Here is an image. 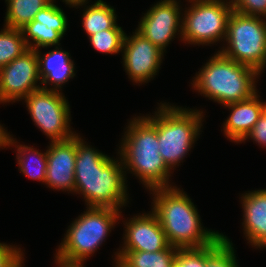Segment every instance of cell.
<instances>
[{
  "mask_svg": "<svg viewBox=\"0 0 266 267\" xmlns=\"http://www.w3.org/2000/svg\"><path fill=\"white\" fill-rule=\"evenodd\" d=\"M74 176V194L82 195L87 207L121 210L129 202L121 157L111 158L92 148L78 133Z\"/></svg>",
  "mask_w": 266,
  "mask_h": 267,
  "instance_id": "6da1fadb",
  "label": "cell"
},
{
  "mask_svg": "<svg viewBox=\"0 0 266 267\" xmlns=\"http://www.w3.org/2000/svg\"><path fill=\"white\" fill-rule=\"evenodd\" d=\"M121 53L125 73L138 85L154 79L164 59V52L137 30L131 36L125 34Z\"/></svg>",
  "mask_w": 266,
  "mask_h": 267,
  "instance_id": "7c38bea8",
  "label": "cell"
},
{
  "mask_svg": "<svg viewBox=\"0 0 266 267\" xmlns=\"http://www.w3.org/2000/svg\"><path fill=\"white\" fill-rule=\"evenodd\" d=\"M76 135L66 141L51 142L47 149V187L74 193Z\"/></svg>",
  "mask_w": 266,
  "mask_h": 267,
  "instance_id": "9a60e30c",
  "label": "cell"
},
{
  "mask_svg": "<svg viewBox=\"0 0 266 267\" xmlns=\"http://www.w3.org/2000/svg\"><path fill=\"white\" fill-rule=\"evenodd\" d=\"M119 146L123 167L140 180L145 189L172 187L173 173L159 153L156 126L146 116L130 119Z\"/></svg>",
  "mask_w": 266,
  "mask_h": 267,
  "instance_id": "3957f363",
  "label": "cell"
},
{
  "mask_svg": "<svg viewBox=\"0 0 266 267\" xmlns=\"http://www.w3.org/2000/svg\"><path fill=\"white\" fill-rule=\"evenodd\" d=\"M68 226L66 234L56 249L55 257L65 262L85 263L105 242L111 230L122 217L121 210L86 207Z\"/></svg>",
  "mask_w": 266,
  "mask_h": 267,
  "instance_id": "8992f818",
  "label": "cell"
},
{
  "mask_svg": "<svg viewBox=\"0 0 266 267\" xmlns=\"http://www.w3.org/2000/svg\"><path fill=\"white\" fill-rule=\"evenodd\" d=\"M7 130L0 124V148L5 149V138Z\"/></svg>",
  "mask_w": 266,
  "mask_h": 267,
  "instance_id": "4dcf8cb0",
  "label": "cell"
},
{
  "mask_svg": "<svg viewBox=\"0 0 266 267\" xmlns=\"http://www.w3.org/2000/svg\"><path fill=\"white\" fill-rule=\"evenodd\" d=\"M55 1L41 9L33 21L21 28L28 48L41 50V48L60 46V40L68 28V18Z\"/></svg>",
  "mask_w": 266,
  "mask_h": 267,
  "instance_id": "4fadbf2b",
  "label": "cell"
},
{
  "mask_svg": "<svg viewBox=\"0 0 266 267\" xmlns=\"http://www.w3.org/2000/svg\"><path fill=\"white\" fill-rule=\"evenodd\" d=\"M16 138L6 134L5 148L15 146L17 151L16 160L19 165L18 170L26 177L45 183L47 172V150L44 153L39 152L34 147L19 144Z\"/></svg>",
  "mask_w": 266,
  "mask_h": 267,
  "instance_id": "d6986e66",
  "label": "cell"
},
{
  "mask_svg": "<svg viewBox=\"0 0 266 267\" xmlns=\"http://www.w3.org/2000/svg\"><path fill=\"white\" fill-rule=\"evenodd\" d=\"M224 108L231 110L222 126L224 135L231 142L242 143L266 108V102H261L257 92L245 101L230 103Z\"/></svg>",
  "mask_w": 266,
  "mask_h": 267,
  "instance_id": "e0dca14e",
  "label": "cell"
},
{
  "mask_svg": "<svg viewBox=\"0 0 266 267\" xmlns=\"http://www.w3.org/2000/svg\"><path fill=\"white\" fill-rule=\"evenodd\" d=\"M63 2H65L66 5L69 4H75V3H79V2H83V1H88V0H62Z\"/></svg>",
  "mask_w": 266,
  "mask_h": 267,
  "instance_id": "1f68e13d",
  "label": "cell"
},
{
  "mask_svg": "<svg viewBox=\"0 0 266 267\" xmlns=\"http://www.w3.org/2000/svg\"><path fill=\"white\" fill-rule=\"evenodd\" d=\"M154 115L145 116L156 126L159 153L166 165L174 170L183 162L201 134L203 111L158 103Z\"/></svg>",
  "mask_w": 266,
  "mask_h": 267,
  "instance_id": "5b68a950",
  "label": "cell"
},
{
  "mask_svg": "<svg viewBox=\"0 0 266 267\" xmlns=\"http://www.w3.org/2000/svg\"><path fill=\"white\" fill-rule=\"evenodd\" d=\"M40 83L36 51L29 48L0 69V104L22 101L33 91L40 89Z\"/></svg>",
  "mask_w": 266,
  "mask_h": 267,
  "instance_id": "30bf717a",
  "label": "cell"
},
{
  "mask_svg": "<svg viewBox=\"0 0 266 267\" xmlns=\"http://www.w3.org/2000/svg\"><path fill=\"white\" fill-rule=\"evenodd\" d=\"M125 32L118 24L108 30H102L90 35L88 39L92 47L100 53L118 54L122 52Z\"/></svg>",
  "mask_w": 266,
  "mask_h": 267,
  "instance_id": "cb8c5ba5",
  "label": "cell"
},
{
  "mask_svg": "<svg viewBox=\"0 0 266 267\" xmlns=\"http://www.w3.org/2000/svg\"><path fill=\"white\" fill-rule=\"evenodd\" d=\"M23 100L34 124L51 142L66 141L77 134L70 127V105L62 92L40 88Z\"/></svg>",
  "mask_w": 266,
  "mask_h": 267,
  "instance_id": "9c48e42d",
  "label": "cell"
},
{
  "mask_svg": "<svg viewBox=\"0 0 266 267\" xmlns=\"http://www.w3.org/2000/svg\"><path fill=\"white\" fill-rule=\"evenodd\" d=\"M24 255L17 245L0 242V267H24Z\"/></svg>",
  "mask_w": 266,
  "mask_h": 267,
  "instance_id": "4316f807",
  "label": "cell"
},
{
  "mask_svg": "<svg viewBox=\"0 0 266 267\" xmlns=\"http://www.w3.org/2000/svg\"><path fill=\"white\" fill-rule=\"evenodd\" d=\"M187 2L191 5L184 8L186 10L182 15L181 41L198 46H209L218 41H225L228 19L233 11L231 0H188Z\"/></svg>",
  "mask_w": 266,
  "mask_h": 267,
  "instance_id": "ba28073f",
  "label": "cell"
},
{
  "mask_svg": "<svg viewBox=\"0 0 266 267\" xmlns=\"http://www.w3.org/2000/svg\"><path fill=\"white\" fill-rule=\"evenodd\" d=\"M151 210L158 216L170 245L178 248H202L214 243L222 233L205 229L196 205L177 186L150 190Z\"/></svg>",
  "mask_w": 266,
  "mask_h": 267,
  "instance_id": "7a4b0ae2",
  "label": "cell"
},
{
  "mask_svg": "<svg viewBox=\"0 0 266 267\" xmlns=\"http://www.w3.org/2000/svg\"><path fill=\"white\" fill-rule=\"evenodd\" d=\"M225 241L223 234L202 248H179L175 267H205L208 257Z\"/></svg>",
  "mask_w": 266,
  "mask_h": 267,
  "instance_id": "d4e9b609",
  "label": "cell"
},
{
  "mask_svg": "<svg viewBox=\"0 0 266 267\" xmlns=\"http://www.w3.org/2000/svg\"><path fill=\"white\" fill-rule=\"evenodd\" d=\"M193 78L192 88L200 95L225 106L256 94L260 74L217 51Z\"/></svg>",
  "mask_w": 266,
  "mask_h": 267,
  "instance_id": "277c9868",
  "label": "cell"
},
{
  "mask_svg": "<svg viewBox=\"0 0 266 267\" xmlns=\"http://www.w3.org/2000/svg\"><path fill=\"white\" fill-rule=\"evenodd\" d=\"M233 10L266 19V0H231Z\"/></svg>",
  "mask_w": 266,
  "mask_h": 267,
  "instance_id": "83f0119b",
  "label": "cell"
},
{
  "mask_svg": "<svg viewBox=\"0 0 266 267\" xmlns=\"http://www.w3.org/2000/svg\"><path fill=\"white\" fill-rule=\"evenodd\" d=\"M59 47L55 46V49H51L46 54H42L40 49L35 51L38 58L40 84H43L41 88L62 92V86L74 78L76 73L74 61L69 52ZM48 85L51 88L47 87Z\"/></svg>",
  "mask_w": 266,
  "mask_h": 267,
  "instance_id": "ac0fdd59",
  "label": "cell"
},
{
  "mask_svg": "<svg viewBox=\"0 0 266 267\" xmlns=\"http://www.w3.org/2000/svg\"><path fill=\"white\" fill-rule=\"evenodd\" d=\"M247 139H252L253 142L256 144L258 143L259 146L266 147V108L261 113L251 132L242 142H245Z\"/></svg>",
  "mask_w": 266,
  "mask_h": 267,
  "instance_id": "f1b7e54d",
  "label": "cell"
},
{
  "mask_svg": "<svg viewBox=\"0 0 266 267\" xmlns=\"http://www.w3.org/2000/svg\"><path fill=\"white\" fill-rule=\"evenodd\" d=\"M57 267H85L83 266L84 263H73V262H65L63 260L58 259L57 257L54 258Z\"/></svg>",
  "mask_w": 266,
  "mask_h": 267,
  "instance_id": "f546056e",
  "label": "cell"
},
{
  "mask_svg": "<svg viewBox=\"0 0 266 267\" xmlns=\"http://www.w3.org/2000/svg\"><path fill=\"white\" fill-rule=\"evenodd\" d=\"M53 0H5L7 11L4 25L21 29L34 20L36 14Z\"/></svg>",
  "mask_w": 266,
  "mask_h": 267,
  "instance_id": "7402d4cb",
  "label": "cell"
},
{
  "mask_svg": "<svg viewBox=\"0 0 266 267\" xmlns=\"http://www.w3.org/2000/svg\"><path fill=\"white\" fill-rule=\"evenodd\" d=\"M177 0H161L141 17L136 30L165 52L172 39L181 38L182 9Z\"/></svg>",
  "mask_w": 266,
  "mask_h": 267,
  "instance_id": "8fae6325",
  "label": "cell"
},
{
  "mask_svg": "<svg viewBox=\"0 0 266 267\" xmlns=\"http://www.w3.org/2000/svg\"><path fill=\"white\" fill-rule=\"evenodd\" d=\"M178 250L170 245L156 252L117 251L114 258H119L127 267H175Z\"/></svg>",
  "mask_w": 266,
  "mask_h": 267,
  "instance_id": "44dd1931",
  "label": "cell"
},
{
  "mask_svg": "<svg viewBox=\"0 0 266 267\" xmlns=\"http://www.w3.org/2000/svg\"><path fill=\"white\" fill-rule=\"evenodd\" d=\"M223 237L225 241L208 257L205 267H239L232 241Z\"/></svg>",
  "mask_w": 266,
  "mask_h": 267,
  "instance_id": "484cf974",
  "label": "cell"
},
{
  "mask_svg": "<svg viewBox=\"0 0 266 267\" xmlns=\"http://www.w3.org/2000/svg\"><path fill=\"white\" fill-rule=\"evenodd\" d=\"M243 233L252 247H266V189L248 191L241 196Z\"/></svg>",
  "mask_w": 266,
  "mask_h": 267,
  "instance_id": "2e32d148",
  "label": "cell"
},
{
  "mask_svg": "<svg viewBox=\"0 0 266 267\" xmlns=\"http://www.w3.org/2000/svg\"><path fill=\"white\" fill-rule=\"evenodd\" d=\"M89 1L69 4V7L80 8L84 6L82 14V26L88 35L96 34L102 30L112 29L117 25V14L114 7L108 5L103 0H97L91 5H86Z\"/></svg>",
  "mask_w": 266,
  "mask_h": 267,
  "instance_id": "ffe728a7",
  "label": "cell"
},
{
  "mask_svg": "<svg viewBox=\"0 0 266 267\" xmlns=\"http://www.w3.org/2000/svg\"><path fill=\"white\" fill-rule=\"evenodd\" d=\"M28 49L21 29L4 26L0 31V69Z\"/></svg>",
  "mask_w": 266,
  "mask_h": 267,
  "instance_id": "603a6c76",
  "label": "cell"
},
{
  "mask_svg": "<svg viewBox=\"0 0 266 267\" xmlns=\"http://www.w3.org/2000/svg\"><path fill=\"white\" fill-rule=\"evenodd\" d=\"M220 53L237 63L255 69L266 68V21L233 10L227 23V34Z\"/></svg>",
  "mask_w": 266,
  "mask_h": 267,
  "instance_id": "52a82bcc",
  "label": "cell"
},
{
  "mask_svg": "<svg viewBox=\"0 0 266 267\" xmlns=\"http://www.w3.org/2000/svg\"><path fill=\"white\" fill-rule=\"evenodd\" d=\"M123 223L124 243L118 251L156 252L170 246L159 218L153 211L136 214Z\"/></svg>",
  "mask_w": 266,
  "mask_h": 267,
  "instance_id": "5bb4252c",
  "label": "cell"
},
{
  "mask_svg": "<svg viewBox=\"0 0 266 267\" xmlns=\"http://www.w3.org/2000/svg\"><path fill=\"white\" fill-rule=\"evenodd\" d=\"M115 267H127L119 258H114Z\"/></svg>",
  "mask_w": 266,
  "mask_h": 267,
  "instance_id": "d6a6232c",
  "label": "cell"
}]
</instances>
